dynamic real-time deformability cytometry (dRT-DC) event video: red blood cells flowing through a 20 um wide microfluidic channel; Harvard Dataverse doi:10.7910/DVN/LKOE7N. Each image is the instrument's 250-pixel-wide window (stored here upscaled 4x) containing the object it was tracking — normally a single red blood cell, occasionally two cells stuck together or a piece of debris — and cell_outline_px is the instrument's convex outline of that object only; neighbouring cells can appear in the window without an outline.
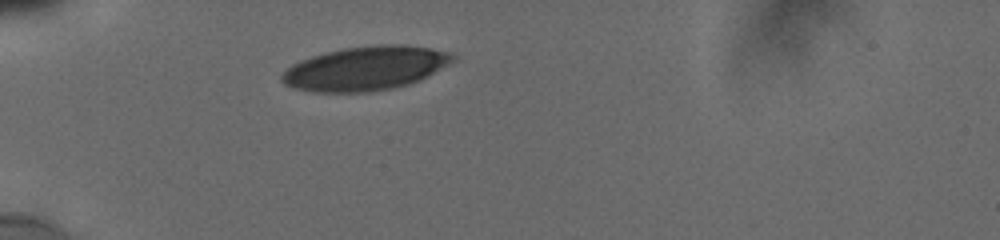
{"species": "human", "species_latin": "Homo sapiens", "temperature_condition": "cold", "stored_images_in_passage": 21, "camera_frame_rate_fps": 3000, "um_per_image_px": 0.085, "donor": {"sex": "male"}, "frame": {"image": 1, "passage_image": 1, "time_ms": 0.0, "image_size_px": [1000, 240], "cell_outline_px": [[456, 60], [420, 80], [412, 84], [396, 88], [368, 92], [312, 92], [296, 88], [284, 84], [280, 80], [280, 76], [292, 64], [300, 60], [312, 56], [344, 48], [372, 44], [404, 44], [432, 48], [452, 52], [456, 56]], "centroid_in_image_um": [31.11, 5.8], "position_along_channel_um": 53.9, "area_um2": 44.27}}
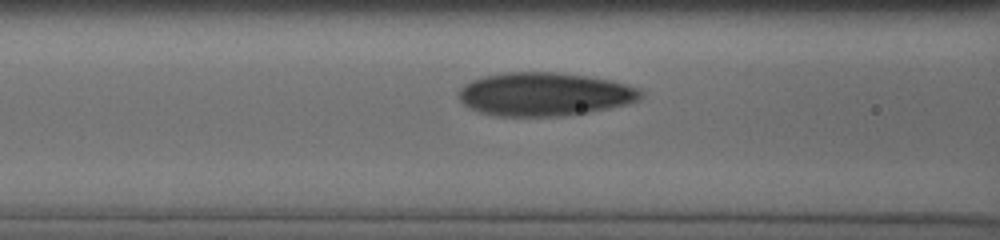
{"frame": {"image": 2, "passage_image": 11, "time_ms": 2.333, "image_size_px": [1000, 240], "cell_outline_px": [[644, 96], [640, 100], [608, 108], [588, 112], [564, 116], [496, 116], [480, 112], [464, 104], [460, 100], [460, 88], [464, 84], [472, 80], [484, 76], [504, 72], [560, 72], [612, 80], [640, 88], [644, 92]], "centroid_in_image_um": [46.32, 8.0], "position_along_channel_um": 120.3, "area_um2": 46.18}}
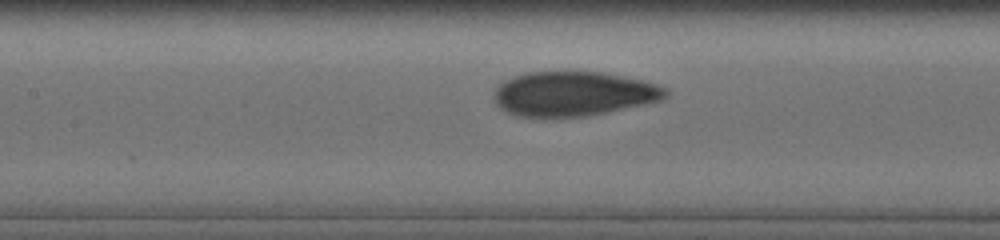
{"frame": {"image": 3, "passage_image": 16, "time_ms": 3.333, "image_size_px": [1000, 240], "cell_outline_px": [[668, 96], [660, 100], [644, 104], [608, 112], [588, 116], [552, 120], [544, 120], [520, 116], [508, 112], [500, 108], [496, 104], [496, 88], [504, 80], [528, 72], [600, 72], [644, 80], [660, 84], [668, 88]], "centroid_in_image_um": [48.77, 8.01], "position_along_channel_um": 158.6, "area_um2": 45.32}}